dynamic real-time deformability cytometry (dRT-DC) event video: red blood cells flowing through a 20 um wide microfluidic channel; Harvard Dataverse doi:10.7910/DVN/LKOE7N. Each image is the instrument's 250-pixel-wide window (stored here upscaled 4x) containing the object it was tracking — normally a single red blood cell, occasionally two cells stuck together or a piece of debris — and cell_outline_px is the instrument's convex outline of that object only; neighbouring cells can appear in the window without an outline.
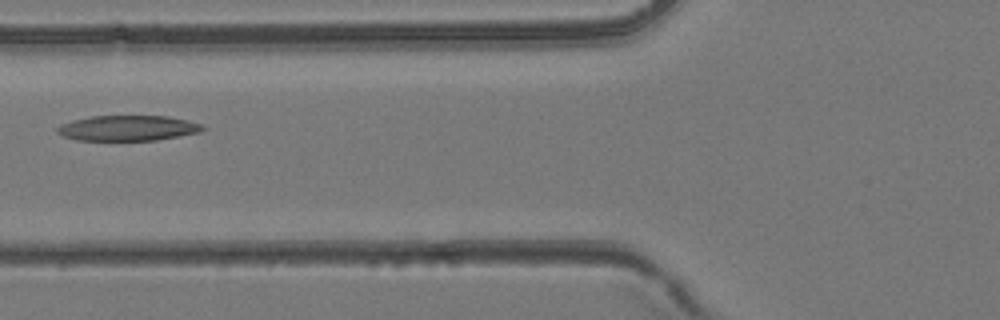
{"species": "common noctule bat (a hibernating species)", "species_latin": "Nyctalus noctula", "temperature_condition": "room temperature", "stored_images_in_passage": 29, "camera_frame_rate_fps": 3000, "um_per_image_px": 0.085, "animal": {"sex": "female", "body_mass_g": 24.6, "forearm_length_mm": 56.2}, "frame": {"image": 1, "passage_image": 5, "time_ms": 1.333, "image_size_px": [1000, 320], "cell_outline_px": [[208, 128], [200, 132], [180, 136], [156, 140], [76, 140], [64, 136], [56, 132], [56, 128], [60, 124], [72, 120], [92, 116], [168, 116], [188, 120], [200, 124]], "centroid_in_image_um": [10.87, 10.88], "position_along_channel_um": 114.9, "area_um2": 21.56}}
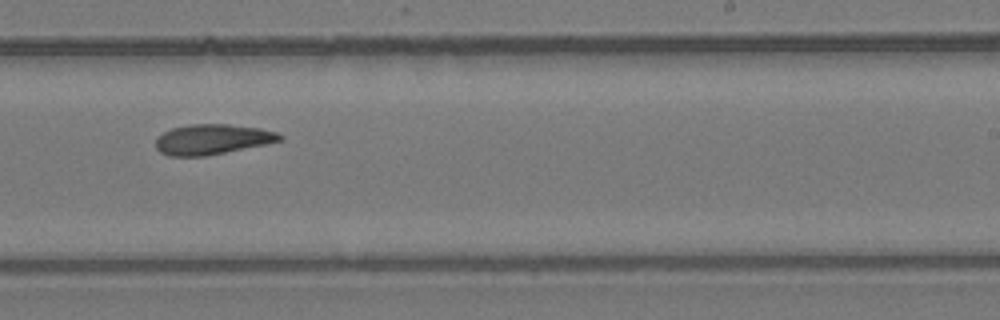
{"frame": {"image": 2, "passage_image": 15, "time_ms": 4.667, "image_size_px": [1000, 320], "cell_outline_px": [[284, 140], [204, 156], [168, 156], [160, 152], [156, 148], [156, 136], [172, 128], [188, 124], [228, 124], [260, 128], [276, 132], [284, 136]], "centroid_in_image_um": [18.02, 11.83], "position_along_channel_um": 271.0, "area_um2": 21.79}}
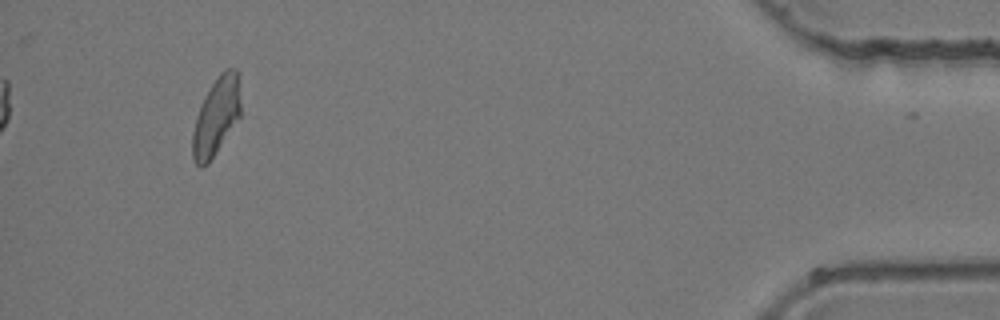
{"frame": {"image": 3, "passage_image": 29, "time_ms": 9.333, "image_size_px": [1000, 320], "cell_outline_px": [[240, 116], [208, 164], [200, 168], [192, 160], [192, 132], [196, 116], [200, 104], [204, 96], [220, 72], [224, 68], [236, 68], [240, 104]], "centroid_in_image_um": [18.34, 9.92], "position_along_channel_um": 416.9, "area_um2": 21.68}}